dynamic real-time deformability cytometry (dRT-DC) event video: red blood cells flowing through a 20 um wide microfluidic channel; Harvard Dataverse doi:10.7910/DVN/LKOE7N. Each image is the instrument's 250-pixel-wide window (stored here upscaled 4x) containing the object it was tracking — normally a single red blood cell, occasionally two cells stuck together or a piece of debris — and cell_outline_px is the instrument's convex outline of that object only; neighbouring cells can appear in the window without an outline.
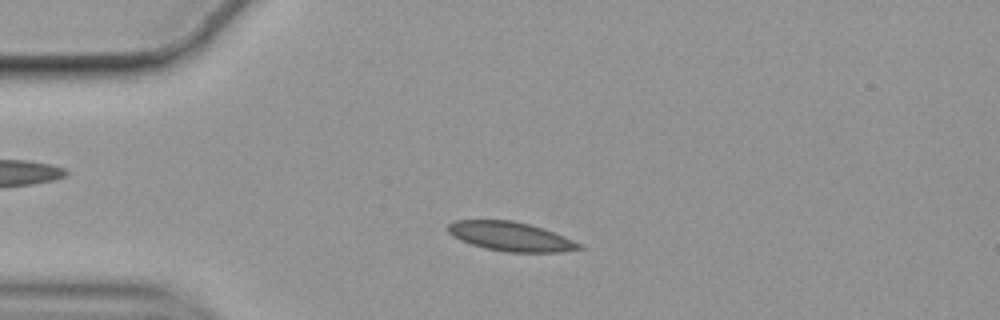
{"species": "common noctule bat (a hibernating species)", "species_latin": "Nyctalus noctula", "temperature_condition": "cold", "stored_images_in_passage": 53, "camera_frame_rate_fps": 3000, "um_per_image_px": 0.085, "animal": {"sex": "female", "body_mass_g": 19.9}, "frame": {"image": 1, "passage_image": 10, "time_ms": 3.0, "image_size_px": [1000, 320], "cell_outline_px": [[584, 248], [560, 252], [508, 252], [484, 248], [460, 240], [452, 236], [448, 232], [448, 224], [456, 220], [512, 220], [528, 224], [564, 236], [580, 244]], "centroid_in_image_um": [43.37, 20.1], "position_along_channel_um": 41.6, "area_um2": 22.02}}
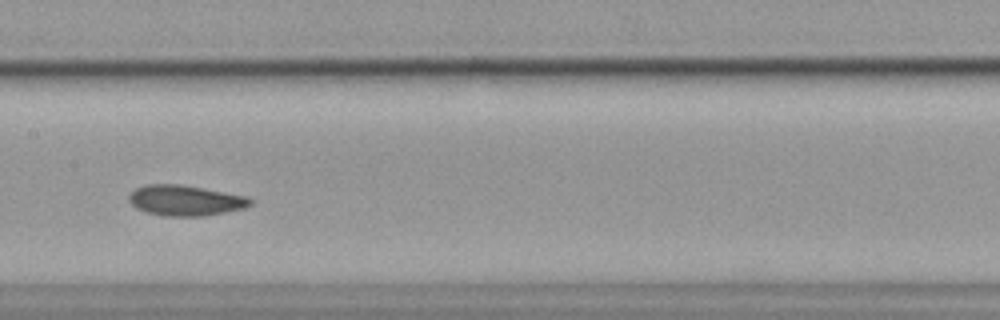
{"frame": {"image": 2, "passage_image": 25, "time_ms": 8.0, "image_size_px": [1000, 320], "cell_outline_px": [[252, 204], [244, 208], [204, 216], [164, 216], [148, 212], [136, 208], [128, 200], [128, 196], [136, 188], [144, 184], [180, 184], [248, 196], [252, 200]], "centroid_in_image_um": [15.75, 17.03], "position_along_channel_um": 191.7, "area_um2": 21.56}}
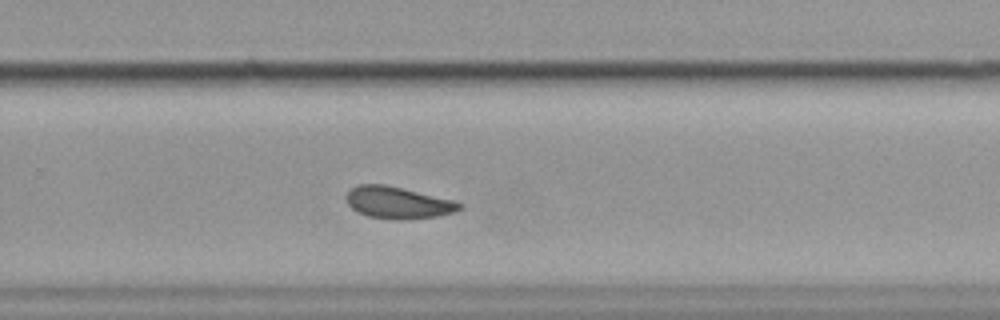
{"frame": {"image": 3, "passage_image": 34, "time_ms": 11.0, "image_size_px": [1000, 320], "cell_outline_px": [[464, 208], [456, 212], [436, 216], [408, 220], [396, 220], [368, 216], [352, 208], [348, 204], [344, 196], [352, 188], [360, 184], [384, 184], [452, 200], [464, 204]], "centroid_in_image_um": [33.84, 17.24], "position_along_channel_um": 296.0, "area_um2": 20.98}, "authors_computed_cell_mechanics": {"area_um2": 21.2704, "velocity_mm_per_s": 3.4911, "shape_relaxation_time_tau1_ms": 10.0065, "shape_relaxation_time_tau2_ms": 1.832, "deformation_change_tau1": 0.1597, "deformation_change_tau2": 0.0482}}